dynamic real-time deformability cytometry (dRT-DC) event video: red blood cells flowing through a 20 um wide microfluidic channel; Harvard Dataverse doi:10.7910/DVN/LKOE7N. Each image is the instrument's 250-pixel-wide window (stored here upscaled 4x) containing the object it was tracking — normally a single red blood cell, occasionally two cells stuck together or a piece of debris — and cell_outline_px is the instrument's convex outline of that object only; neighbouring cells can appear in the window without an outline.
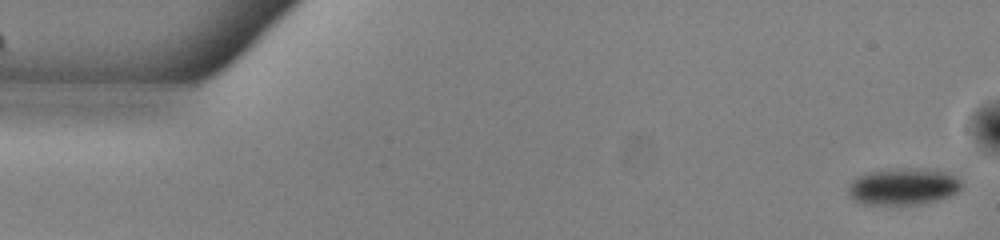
{"species": "common noctule bat (a hibernating species)", "species_latin": "Nyctalus noctula", "temperature_condition": "warm", "stored_images_in_passage": 52, "camera_frame_rate_fps": 3000, "um_per_image_px": 0.085, "animal": {"sex": "male", "body_mass_g": 13.0, "forearm_length_mm": 53.1}, "frame": {"image": 1, "passage_image": 1, "time_ms": 0.0, "image_size_px": [1000, 240], "cell_outline_px": [[960, 188], [956, 192], [948, 196], [936, 200], [920, 204], [864, 204], [856, 200], [848, 192], [848, 184], [856, 176], [864, 172], [900, 168], [924, 168], [944, 172], [956, 176], [960, 180]], "centroid_in_image_um": [76.74, 15.83], "position_along_channel_um": 8.3, "area_um2": 24.16}}
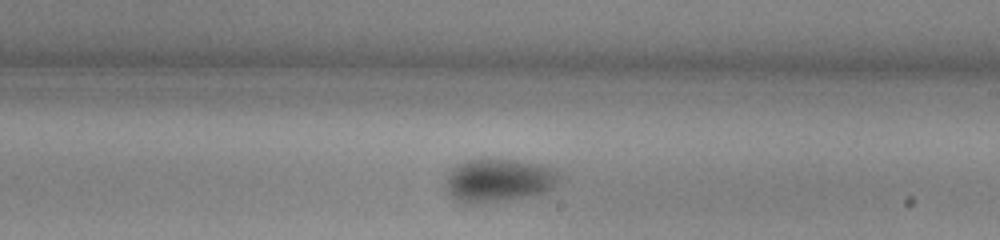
{"frame": {"image": 2, "passage_image": 30, "time_ms": 9.667, "image_size_px": [1000, 240], "cell_outline_px": [[560, 176], [552, 188], [544, 192], [532, 196], [484, 204], [472, 204], [460, 200], [452, 196], [448, 192], [444, 184], [444, 176], [452, 168], [464, 160], [484, 156], [516, 160], [544, 164], [552, 168]], "centroid_in_image_um": [42.33, 15.29], "position_along_channel_um": 246.7, "area_um2": 29.54}}
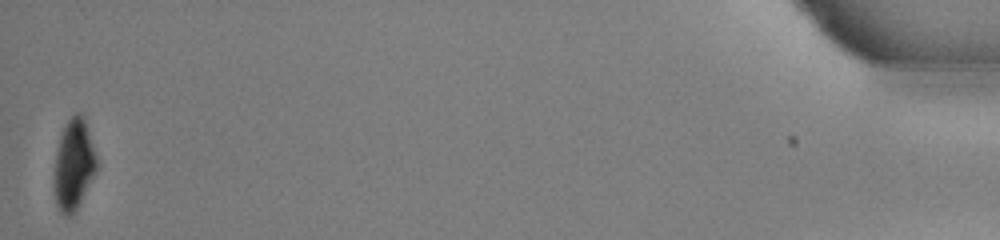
{"frame": {"image": 3, "passage_image": 52, "time_ms": 17.0, "image_size_px": [1000, 240], "cell_outline_px": [[100, 164], [76, 212], [72, 216], [64, 216], [60, 212], [56, 204], [52, 184], [52, 176], [56, 152], [60, 136], [64, 124], [76, 112], [80, 112], [84, 120]], "centroid_in_image_um": [6.25, 14.06], "position_along_channel_um": 428.9, "area_um2": 23.18}, "authors_computed_cell_mechanics": {"area_um2": 26.7614, "velocity_mm_per_s": 3.8747, "shape_relaxation_time_tau1_ms": 2.476, "shape_relaxation_time_tau2_ms": null, "deformation_change_tau1": 0.0886, "deformation_change_tau2": null}}